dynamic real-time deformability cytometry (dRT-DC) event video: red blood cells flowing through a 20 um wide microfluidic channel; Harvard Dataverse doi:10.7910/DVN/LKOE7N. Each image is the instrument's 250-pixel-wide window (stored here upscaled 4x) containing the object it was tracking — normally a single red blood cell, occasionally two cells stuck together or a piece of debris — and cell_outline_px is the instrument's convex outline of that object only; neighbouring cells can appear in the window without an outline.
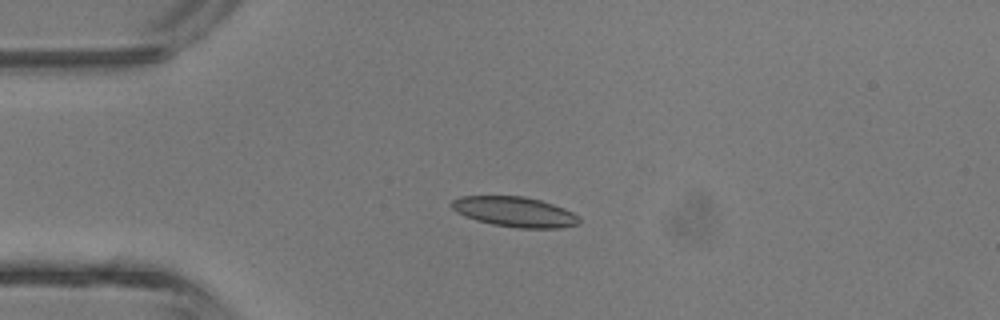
{"species": "common noctule bat (a hibernating species)", "species_latin": "Nyctalus noctula", "temperature_condition": "room temperature", "stored_images_in_passage": 4, "camera_frame_rate_fps": 3000, "um_per_image_px": 0.085, "animal": {"sex": "male", "body_mass_g": 13.3}, "frame": {"image": 1, "passage_image": 3, "time_ms": 2.333, "image_size_px": [1000, 320], "cell_outline_px": [[580, 224], [560, 228], [516, 228], [492, 224], [476, 220], [464, 216], [456, 212], [448, 204], [452, 200], [460, 196], [524, 196], [540, 200], [564, 208], [580, 216]], "centroid_in_image_um": [43.74, 18.01], "position_along_channel_um": 41.3, "area_um2": 22.6}}